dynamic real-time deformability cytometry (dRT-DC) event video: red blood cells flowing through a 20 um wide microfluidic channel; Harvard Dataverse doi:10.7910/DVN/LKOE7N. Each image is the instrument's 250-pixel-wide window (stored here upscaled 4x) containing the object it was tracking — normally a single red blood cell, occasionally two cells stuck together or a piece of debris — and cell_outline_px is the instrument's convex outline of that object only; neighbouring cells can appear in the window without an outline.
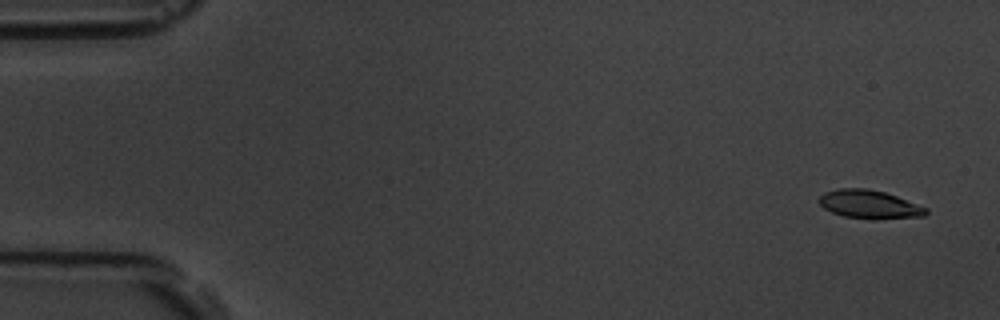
{"species": "common noctule bat (a hibernating species)", "species_latin": "Nyctalus noctula", "temperature_condition": "room temperature", "stored_images_in_passage": 11, "camera_frame_rate_fps": 3000, "um_per_image_px": 0.085, "animal": {"sex": "male", "body_mass_g": 19.5, "forearm_length_mm": 54.6}, "frame": {"image": 1, "passage_image": 1, "time_ms": 0.0, "image_size_px": [1000, 320], "cell_outline_px": [[928, 212], [924, 216], [872, 220], [844, 216], [832, 212], [824, 208], [816, 200], [824, 192], [840, 188], [868, 188], [884, 192], [896, 196], [928, 208]], "centroid_in_image_um": [73.88, 17.37], "position_along_channel_um": 11.1, "area_um2": 17.86}}
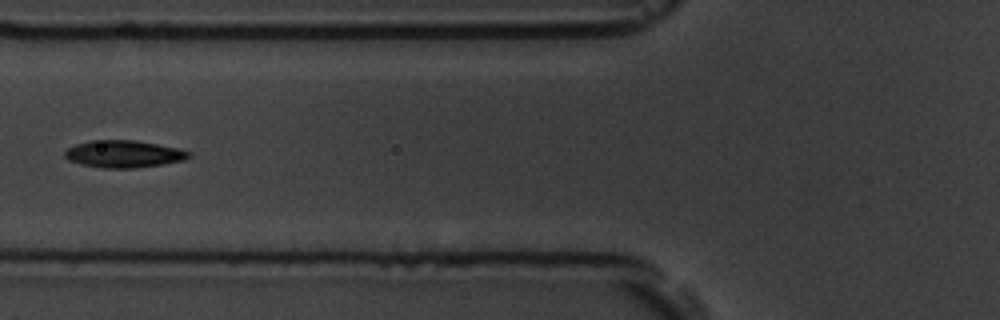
{"frame": {"image": 2, "passage_image": 6, "time_ms": 6.667, "image_size_px": [1000, 320], "cell_outline_px": [[192, 156], [184, 160], [136, 168], [104, 168], [80, 164], [68, 160], [64, 156], [64, 152], [68, 148], [76, 144], [92, 140], [132, 140], [180, 148], [192, 152]], "centroid_in_image_um": [10.52, 13.09], "position_along_channel_um": 115.3, "area_um2": 19.65}}
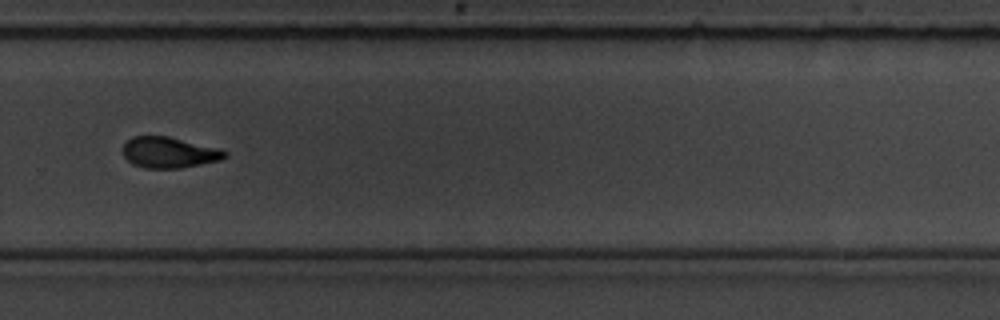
{"frame": {"image": 3, "passage_image": 11, "time_ms": 12.333, "image_size_px": [1000, 320], "cell_outline_px": [[228, 156], [220, 160], [180, 168], [144, 168], [132, 164], [124, 156], [124, 144], [132, 136], [168, 136], [220, 148], [228, 152]], "centroid_in_image_um": [14.4, 12.96], "position_along_channel_um": 315.4, "area_um2": 18.38}}